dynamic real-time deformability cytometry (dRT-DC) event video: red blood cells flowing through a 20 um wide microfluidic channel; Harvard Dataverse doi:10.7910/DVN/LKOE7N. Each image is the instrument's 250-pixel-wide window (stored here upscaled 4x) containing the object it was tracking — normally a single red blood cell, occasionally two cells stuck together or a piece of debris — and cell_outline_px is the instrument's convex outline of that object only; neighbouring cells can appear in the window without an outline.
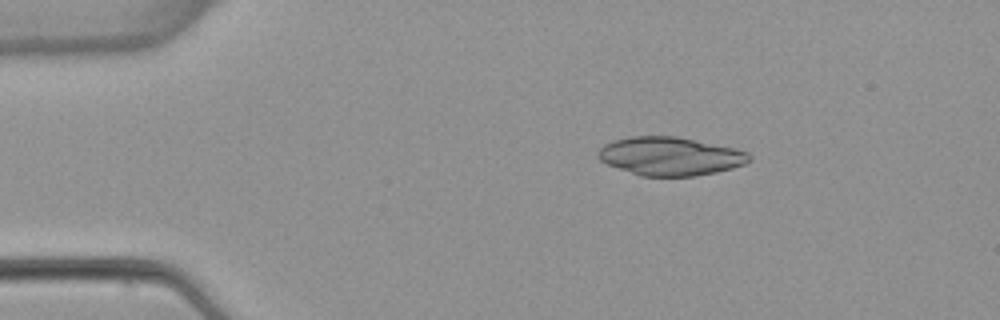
{"species": "common noctule bat (a hibernating species)", "species_latin": "Nyctalus noctula", "temperature_condition": "warm", "stored_images_in_passage": 5, "camera_frame_rate_fps": 3000, "um_per_image_px": 0.085, "animal": {"sex": "female", "body_mass_g": 22.7, "forearm_length_mm": 54.2}, "frame": {"image": 1, "passage_image": 2, "time_ms": 1.0, "image_size_px": [1000, 320], "cell_outline_px": [[752, 160], [744, 164], [732, 168], [716, 172], [696, 176], [640, 176], [608, 164], [600, 160], [596, 156], [596, 152], [604, 144], [612, 140], [632, 136], [676, 136], [736, 148], [748, 152], [752, 156]], "centroid_in_image_um": [56.97, 13.27], "position_along_channel_um": 28.0, "area_um2": 34.04}}